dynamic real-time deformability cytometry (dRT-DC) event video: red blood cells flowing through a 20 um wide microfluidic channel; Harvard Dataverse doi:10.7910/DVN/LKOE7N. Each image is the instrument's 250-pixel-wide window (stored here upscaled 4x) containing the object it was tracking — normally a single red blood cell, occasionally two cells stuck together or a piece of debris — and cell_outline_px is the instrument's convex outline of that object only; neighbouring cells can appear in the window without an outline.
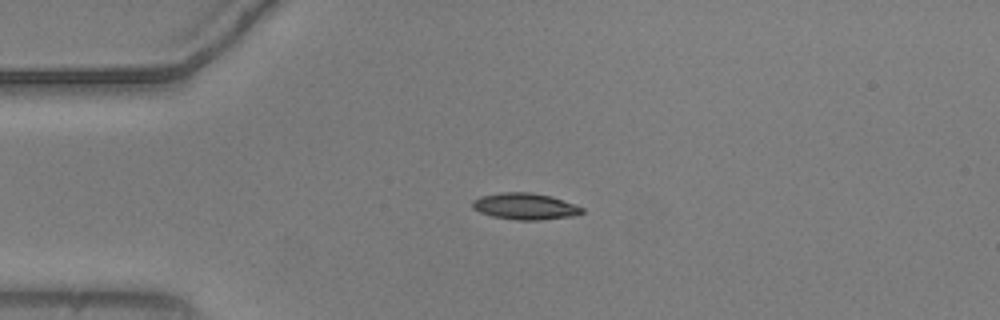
{"species": "common noctule bat (a hibernating species)", "species_latin": "Nyctalus noctula", "temperature_condition": "warm", "stored_images_in_passage": 42, "camera_frame_rate_fps": 3000, "um_per_image_px": 0.085, "animal": {"sex": "male", "body_mass_g": 20.5, "forearm_length_mm": 52.5}, "frame": {"image": 1, "passage_image": 1, "time_ms": 0.0, "image_size_px": [1000, 320], "cell_outline_px": [[584, 212], [572, 216], [540, 220], [516, 220], [492, 216], [480, 212], [472, 208], [472, 200], [480, 196], [500, 192], [532, 192], [552, 196], [584, 208]], "centroid_in_image_um": [44.61, 17.53], "position_along_channel_um": 40.4, "area_um2": 16.99}}
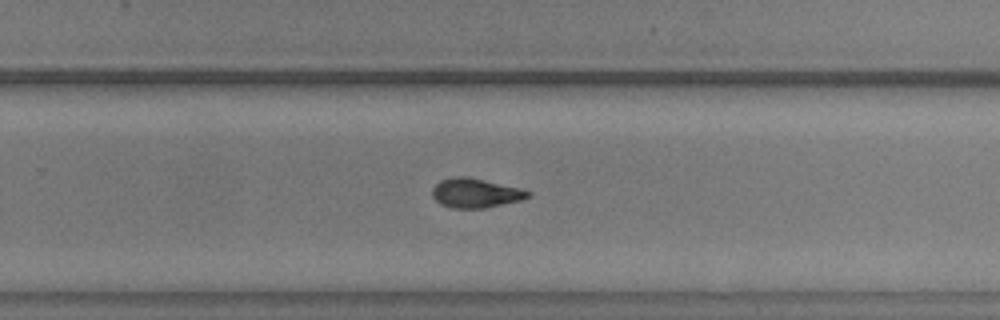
{"frame": {"image": 2, "passage_image": 23, "time_ms": 7.333, "image_size_px": [1000, 320], "cell_outline_px": [[532, 192], [528, 196], [520, 200], [484, 208], [452, 208], [440, 204], [432, 196], [432, 188], [440, 180], [452, 176], [464, 176], [520, 188]], "centroid_in_image_um": [40.36, 16.41], "position_along_channel_um": 289.4, "area_um2": 16.18}}
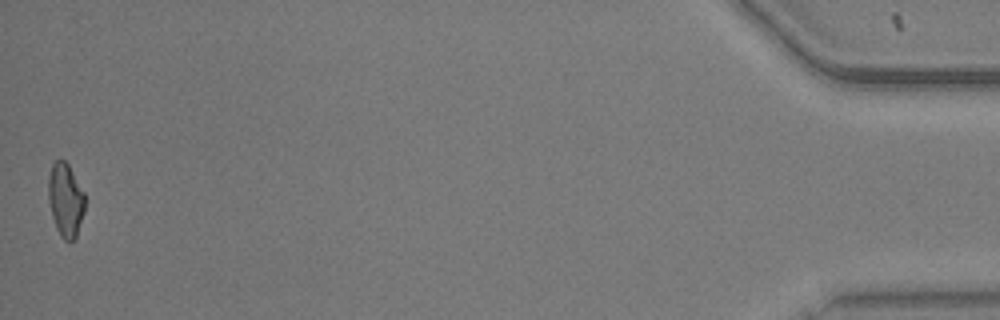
{"frame": {"image": 3, "passage_image": 42, "time_ms": 13.667, "image_size_px": [1000, 320], "cell_outline_px": [[84, 212], [76, 236], [68, 244], [60, 236], [56, 228], [52, 216], [48, 200], [48, 176], [52, 164], [56, 160], [64, 160], [68, 164], [84, 192]], "centroid_in_image_um": [5.55, 17.01], "position_along_channel_um": 429.6, "area_um2": 15.72}, "authors_computed_cell_mechanics": {"area_um2": 16.3574, "velocity_mm_per_s": 3.7246, "shape_relaxation_time_tau1_ms": 4.378, "shape_relaxation_time_tau2_ms": 5.3745, "deformation_change_tau1": 0.1611, "deformation_change_tau2": 0.0985}}